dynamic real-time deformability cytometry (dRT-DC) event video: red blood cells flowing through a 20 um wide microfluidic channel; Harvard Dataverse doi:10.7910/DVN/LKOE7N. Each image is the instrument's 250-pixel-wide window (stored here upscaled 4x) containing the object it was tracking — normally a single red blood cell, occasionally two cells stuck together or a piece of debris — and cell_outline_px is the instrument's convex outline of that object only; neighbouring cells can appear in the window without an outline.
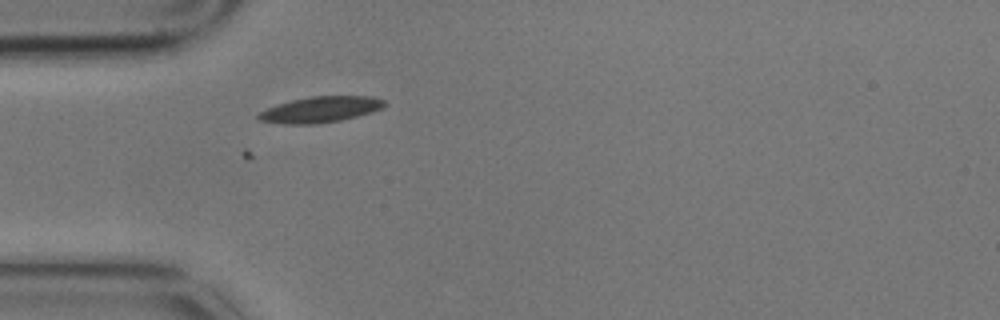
{"species": "common noctule bat (a hibernating species)", "species_latin": "Nyctalus noctula", "temperature_condition": "cold", "stored_images_in_passage": 3, "camera_frame_rate_fps": 3000, "um_per_image_px": 0.085, "animal": {"sex": "male", "body_mass_g": 17.9}, "frame": {"image": 1, "passage_image": 3, "time_ms": 0.667, "image_size_px": [1000, 320], "cell_outline_px": [[388, 104], [384, 108], [372, 112], [340, 120], [312, 124], [284, 124], [256, 120], [256, 116], [260, 112], [268, 108], [292, 100], [312, 96], [372, 96], [384, 100]], "centroid_in_image_um": [27.27, 9.31], "position_along_channel_um": 57.7, "area_um2": 18.96}}